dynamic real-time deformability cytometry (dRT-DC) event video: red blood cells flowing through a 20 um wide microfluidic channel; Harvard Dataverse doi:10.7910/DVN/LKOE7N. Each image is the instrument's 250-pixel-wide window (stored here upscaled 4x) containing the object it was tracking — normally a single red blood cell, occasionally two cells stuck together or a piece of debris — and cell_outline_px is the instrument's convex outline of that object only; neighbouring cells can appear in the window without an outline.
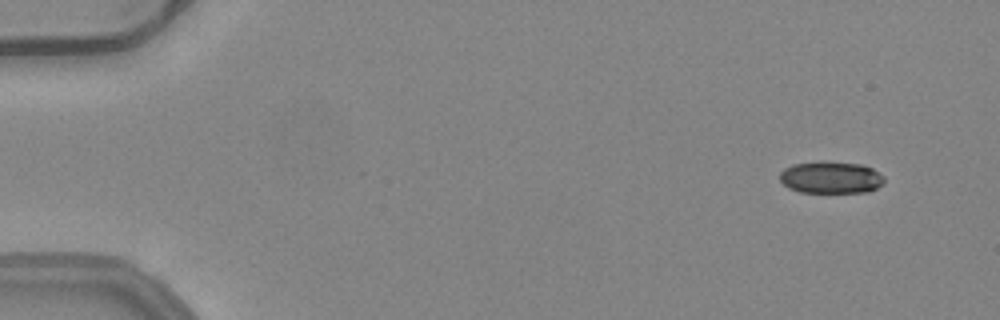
{"species": "common noctule bat (a hibernating species)", "species_latin": "Nyctalus noctula", "temperature_condition": "warm", "stored_images_in_passage": 8, "camera_frame_rate_fps": 3000, "um_per_image_px": 0.085, "animal": {"sex": "female", "body_mass_g": 24.6, "forearm_length_mm": 56.2}, "frame": {"image": 1, "passage_image": 3, "time_ms": 0.667, "image_size_px": [1000, 320], "cell_outline_px": [[884, 184], [868, 192], [800, 192], [788, 188], [780, 180], [780, 172], [784, 168], [792, 164], [820, 160], [824, 160], [864, 164], [872, 168], [884, 176]], "centroid_in_image_um": [70.63, 15.06], "position_along_channel_um": 14.4, "area_um2": 19.94}}